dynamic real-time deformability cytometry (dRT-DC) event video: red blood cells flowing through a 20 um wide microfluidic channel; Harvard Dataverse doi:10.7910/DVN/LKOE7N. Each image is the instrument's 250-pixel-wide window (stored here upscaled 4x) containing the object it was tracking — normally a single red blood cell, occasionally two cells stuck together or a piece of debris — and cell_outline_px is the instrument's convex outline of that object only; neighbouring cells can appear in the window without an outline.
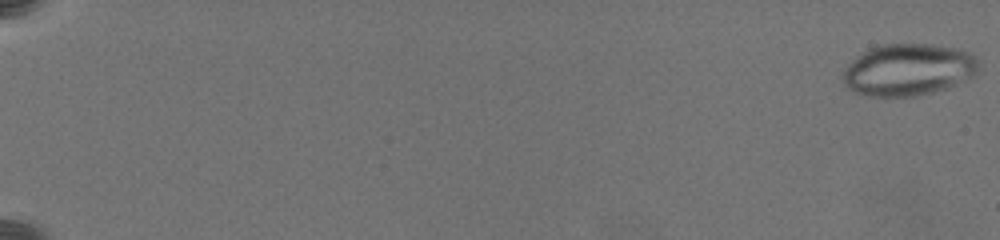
{"species": "common noctule bat (a hibernating species)", "species_latin": "Nyctalus noctula", "temperature_condition": "warm", "stored_images_in_passage": 57, "camera_frame_rate_fps": 3000, "um_per_image_px": 0.085, "animal": {"sex": "female", "body_mass_g": 19.5, "forearm_length_mm": 54.1}, "frame": {"image": 1, "passage_image": 1, "time_ms": 0.0, "image_size_px": [1000, 240], "cell_outline_px": [[976, 72], [972, 76], [948, 88], [932, 92], [912, 96], [872, 96], [856, 92], [848, 88], [844, 84], [844, 72], [848, 64], [856, 56], [868, 48], [880, 44], [932, 44], [960, 48], [968, 52], [976, 60]], "centroid_in_image_um": [77.18, 5.91], "position_along_channel_um": 7.8, "area_um2": 40.75}}
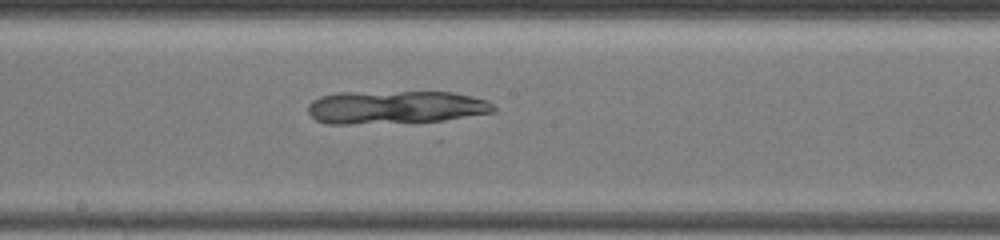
{"frame": {"image": 2, "passage_image": 41, "time_ms": 12.333, "image_size_px": [1000, 240], "cell_outline_px": [[496, 112], [444, 120], [352, 124], [328, 124], [316, 120], [308, 112], [308, 104], [312, 100], [320, 96], [336, 92], [452, 92], [472, 96], [488, 100], [496, 108]], "centroid_in_image_um": [33.61, 9.11], "position_along_channel_um": 214.6, "area_um2": 35.95}}
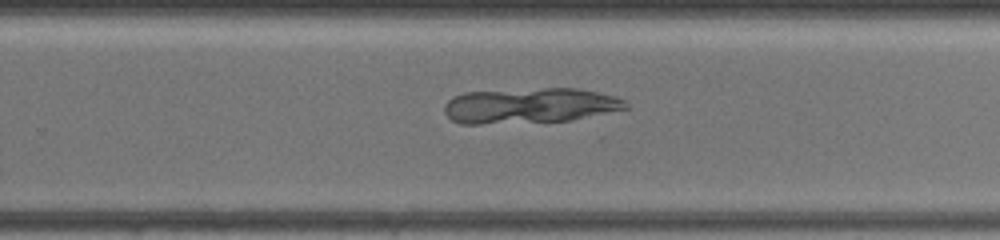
{"frame": {"image": 3, "passage_image": 45, "time_ms": 14.333, "image_size_px": [1000, 240], "cell_outline_px": [[628, 108], [572, 120], [480, 124], [460, 124], [452, 120], [444, 112], [444, 104], [452, 96], [464, 92], [544, 88], [576, 88], [596, 92], [612, 96], [624, 100], [628, 104]], "centroid_in_image_um": [44.98, 8.98], "position_along_channel_um": 284.8, "area_um2": 37.28}}